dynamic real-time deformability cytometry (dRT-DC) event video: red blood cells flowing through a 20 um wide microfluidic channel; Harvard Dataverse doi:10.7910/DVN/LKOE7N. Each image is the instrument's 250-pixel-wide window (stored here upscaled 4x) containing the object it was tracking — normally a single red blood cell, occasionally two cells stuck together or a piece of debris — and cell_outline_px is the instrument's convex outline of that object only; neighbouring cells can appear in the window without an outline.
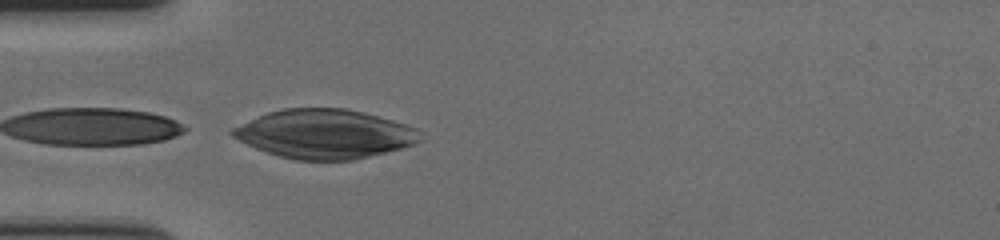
{"species": "human", "species_latin": "Homo sapiens", "temperature_condition": "cold", "stored_images_in_passage": 14, "camera_frame_rate_fps": 3000, "um_per_image_px": 0.085, "donor": {"sex": "female"}, "frame": {"image": 1, "passage_image": 14, "time_ms": 4.333, "image_size_px": [1000, 240], "cell_outline_px": [[424, 140], [400, 148], [352, 160], [296, 160], [280, 156], [256, 148], [232, 136], [228, 132], [232, 128], [268, 112], [284, 108], [344, 108], [364, 112], [392, 120], [416, 128], [420, 132]], "centroid_in_image_um": [27.6, 11.38], "position_along_channel_um": 57.4, "area_um2": 53.18}}